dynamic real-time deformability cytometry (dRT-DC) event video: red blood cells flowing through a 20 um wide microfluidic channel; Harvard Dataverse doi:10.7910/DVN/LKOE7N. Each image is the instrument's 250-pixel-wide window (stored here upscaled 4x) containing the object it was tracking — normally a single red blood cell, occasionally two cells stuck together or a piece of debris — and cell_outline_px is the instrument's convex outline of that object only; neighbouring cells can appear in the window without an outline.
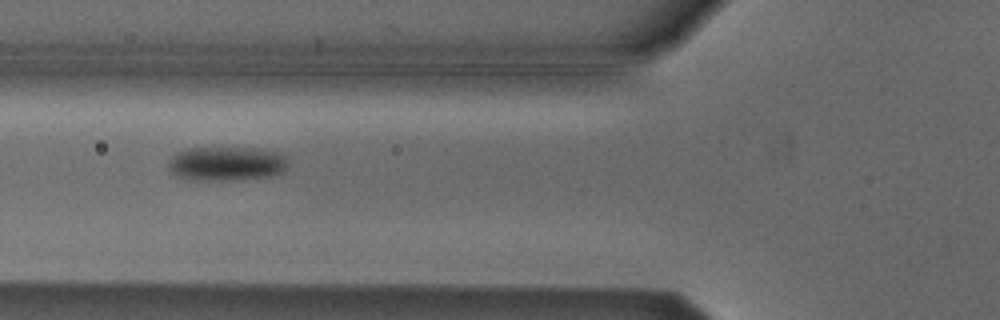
{"species": "Egyptian fruit bat (a non-hibernating species)", "species_latin": "Rousettus aegyptiacus", "temperature_condition": "cold", "stored_images_in_passage": 4, "camera_frame_rate_fps": 3000, "um_per_image_px": 0.085, "animal": {"sex": "male"}, "frame": {"image": 1, "passage_image": 2, "time_ms": 0.333, "image_size_px": [1000, 320], "cell_outline_px": [[288, 168], [284, 172], [272, 176], [240, 180], [188, 180], [176, 176], [168, 168], [168, 160], [176, 152], [188, 148], [256, 148], [280, 152], [288, 156]], "centroid_in_image_um": [19.3, 13.92], "position_along_channel_um": 106.5, "area_um2": 24.51}}
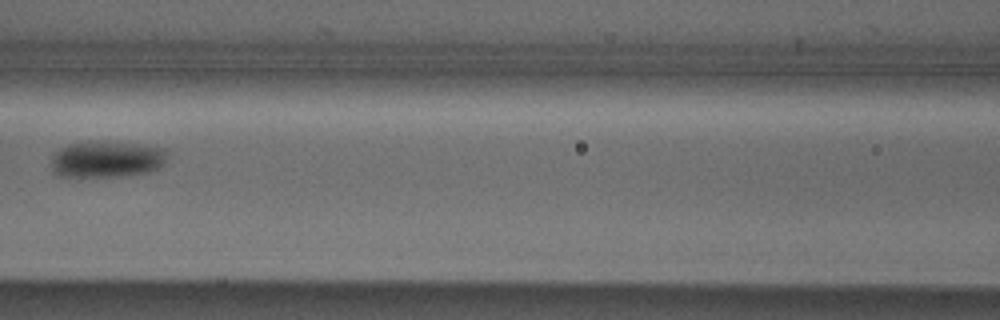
{"frame": {"image": 2, "passage_image": 3, "time_ms": 0.667, "image_size_px": [1000, 320], "cell_outline_px": [[168, 156], [164, 164], [160, 168], [148, 172], [116, 176], [60, 176], [52, 172], [52, 156], [60, 148], [68, 144], [88, 140], [104, 140], [144, 144], [168, 148]], "centroid_in_image_um": [9.12, 13.49], "position_along_channel_um": 157.5, "area_um2": 25.37}}
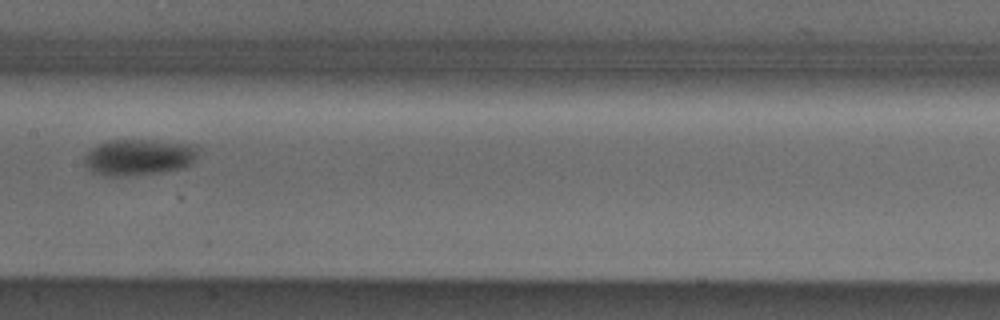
{"frame": {"image": 3, "passage_image": 4, "time_ms": 1.0, "image_size_px": [1000, 320], "cell_outline_px": [[200, 148], [196, 160], [184, 168], [160, 172], [116, 176], [104, 176], [92, 172], [84, 164], [84, 156], [92, 148], [108, 140], [156, 140], [200, 144]], "centroid_in_image_um": [11.87, 13.34], "position_along_channel_um": 195.5, "area_um2": 24.39}}